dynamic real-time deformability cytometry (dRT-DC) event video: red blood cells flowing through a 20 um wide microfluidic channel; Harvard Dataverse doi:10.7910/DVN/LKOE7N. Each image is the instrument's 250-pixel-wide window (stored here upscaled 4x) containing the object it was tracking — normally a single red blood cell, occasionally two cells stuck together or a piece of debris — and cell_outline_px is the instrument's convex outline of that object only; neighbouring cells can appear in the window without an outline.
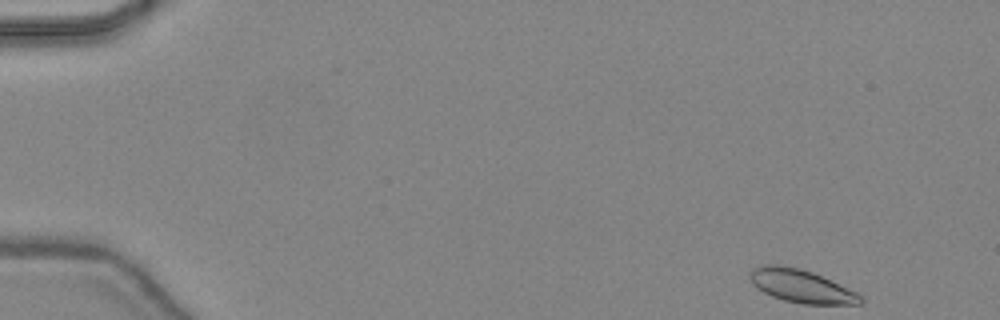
{"species": "common noctule bat (a hibernating species)", "species_latin": "Nyctalus noctula", "temperature_condition": "warm", "stored_images_in_passage": 44, "camera_frame_rate_fps": 3000, "um_per_image_px": 0.085, "animal": {"sex": "female", "body_mass_g": 24.6, "forearm_length_mm": 56.2}, "frame": {"image": 1, "passage_image": 1, "time_ms": 0.0, "image_size_px": [1000, 320], "cell_outline_px": [[864, 300], [860, 304], [804, 304], [784, 300], [772, 296], [756, 288], [752, 284], [748, 276], [748, 272], [752, 268], [760, 264], [780, 264], [800, 268], [812, 272], [856, 292]], "centroid_in_image_um": [68.02, 24.29], "position_along_channel_um": 17.0, "area_um2": 21.39}}
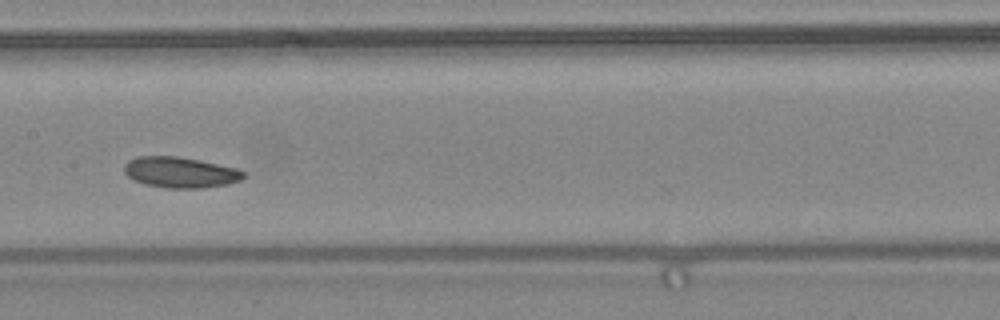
{"frame": {"image": 2, "passage_image": 22, "time_ms": 7.0, "image_size_px": [1000, 320], "cell_outline_px": [[244, 176], [240, 180], [228, 184], [204, 188], [168, 188], [144, 184], [132, 180], [124, 172], [124, 164], [128, 160], [136, 156], [180, 156], [200, 160], [236, 168], [244, 172]], "centroid_in_image_um": [15.29, 14.64], "position_along_channel_um": 192.1, "area_um2": 21.56}}
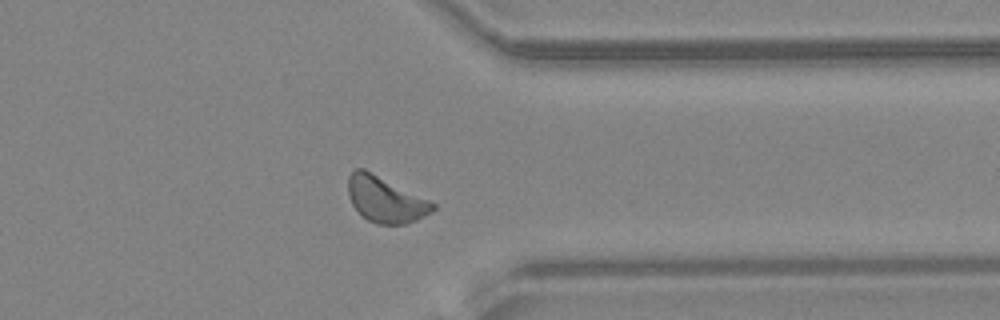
{"frame": {"image": 3, "passage_image": 35, "time_ms": 11.333, "image_size_px": [1000, 320], "cell_outline_px": [[436, 208], [432, 212], [416, 220], [404, 224], [376, 224], [368, 220], [352, 204], [348, 196], [348, 176], [356, 168], [364, 168], [436, 204]], "centroid_in_image_um": [32.75, 16.95], "position_along_channel_um": 378.7, "area_um2": 22.31}, "authors_computed_cell_mechanics": {"area_um2": 21.6461, "velocity_mm_per_s": 4.395, "shape_relaxation_time_tau1_ms": 4.38, "shape_relaxation_time_tau2_ms": null, "deformation_change_tau1": 0.0652, "deformation_change_tau2": null}}